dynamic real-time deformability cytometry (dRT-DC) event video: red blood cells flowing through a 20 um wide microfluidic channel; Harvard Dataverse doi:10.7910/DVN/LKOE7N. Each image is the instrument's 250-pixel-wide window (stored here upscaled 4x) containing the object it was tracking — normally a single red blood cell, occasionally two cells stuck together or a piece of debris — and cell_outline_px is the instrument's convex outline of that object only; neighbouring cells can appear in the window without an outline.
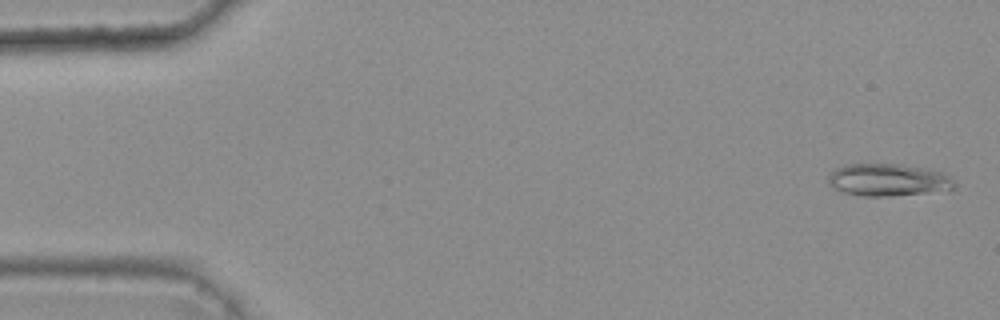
{"species": "common noctule bat (a hibernating species)", "species_latin": "Nyctalus noctula", "temperature_condition": "warm", "stored_images_in_passage": 5, "camera_frame_rate_fps": 3000, "um_per_image_px": 0.085, "animal": {"sex": "female", "body_mass_g": 25.1}, "frame": {"image": 1, "passage_image": 1, "time_ms": 0.0, "image_size_px": [1000, 320], "cell_outline_px": [[956, 188], [892, 196], [860, 196], [840, 192], [832, 188], [828, 184], [828, 176], [836, 168], [844, 164], [904, 164], [944, 172], [956, 184]], "centroid_in_image_um": [75.43, 15.29], "position_along_channel_um": 9.6, "area_um2": 23.87}}
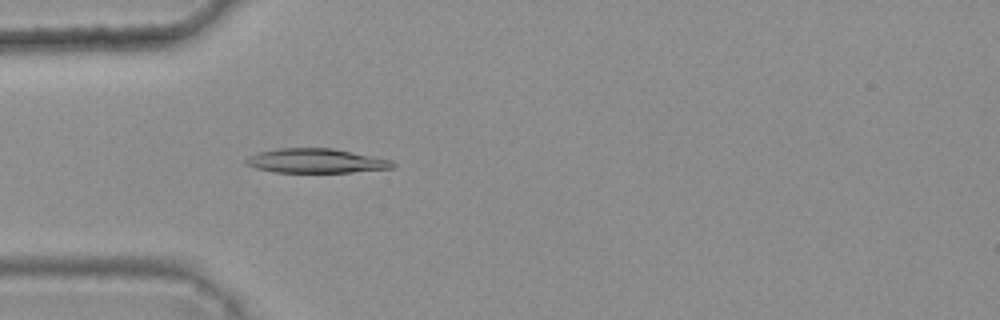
{"frame": {"image": 2, "passage_image": 5, "time_ms": 1.333, "image_size_px": [1000, 320], "cell_outline_px": [[396, 164], [392, 168], [352, 172], [276, 172], [256, 168], [244, 164], [244, 160], [248, 156], [256, 152], [276, 148], [332, 148], [392, 160]], "centroid_in_image_um": [26.81, 13.66], "position_along_channel_um": 58.2, "area_um2": 20.87}}